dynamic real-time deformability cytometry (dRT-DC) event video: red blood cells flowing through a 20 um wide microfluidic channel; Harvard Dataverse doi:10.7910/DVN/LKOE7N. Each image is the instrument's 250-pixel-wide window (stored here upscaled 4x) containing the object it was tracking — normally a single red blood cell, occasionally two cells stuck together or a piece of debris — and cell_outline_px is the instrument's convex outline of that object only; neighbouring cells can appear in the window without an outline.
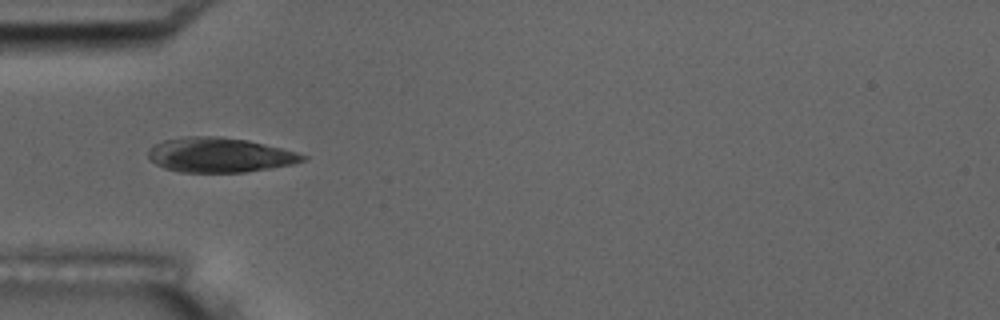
{"species": "common noctule bat (a hibernating species)", "species_latin": "Nyctalus noctula", "temperature_condition": "room temperature", "stored_images_in_passage": 39, "camera_frame_rate_fps": 3000, "um_per_image_px": 0.085, "animal": {"sex": "male", "body_mass_g": 17.5, "forearm_length_mm": 52.3}, "frame": {"image": 1, "passage_image": 2, "time_ms": 0.333, "image_size_px": [1000, 320], "cell_outline_px": [[308, 156], [304, 160], [292, 164], [244, 172], [180, 172], [164, 168], [148, 160], [148, 148], [152, 144], [164, 140], [188, 136], [220, 136], [248, 140], [296, 152]], "centroid_in_image_um": [18.59, 13.17], "position_along_channel_um": 66.4, "area_um2": 31.21}}
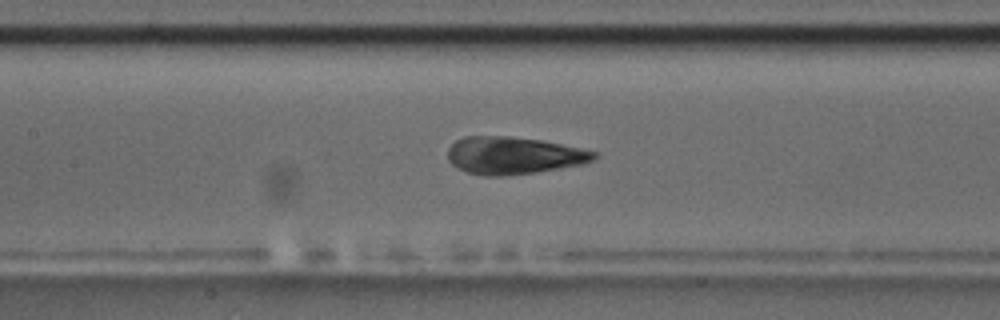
{"frame": {"image": 2, "passage_image": 10, "time_ms": 3.0, "image_size_px": [1000, 320], "cell_outline_px": [[600, 156], [596, 160], [580, 164], [536, 172], [504, 176], [484, 176], [468, 172], [452, 164], [448, 160], [448, 148], [456, 140], [464, 136], [508, 136], [540, 140], [600, 152]], "centroid_in_image_um": [43.68, 13.21], "position_along_channel_um": 163.7, "area_um2": 31.85}}